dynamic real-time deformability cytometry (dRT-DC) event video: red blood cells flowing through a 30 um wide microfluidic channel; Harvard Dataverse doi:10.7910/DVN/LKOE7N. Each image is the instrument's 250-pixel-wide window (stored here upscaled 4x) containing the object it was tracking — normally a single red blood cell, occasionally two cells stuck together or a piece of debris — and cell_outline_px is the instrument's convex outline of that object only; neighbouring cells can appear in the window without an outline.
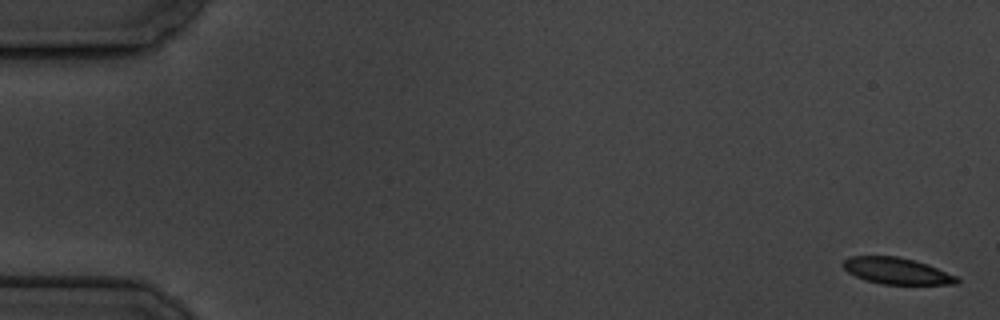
{"species": "common noctule bat (a hibernating species)", "species_latin": "Nyctalus noctula", "temperature_condition": "cold", "stored_images_in_passage": 9, "camera_frame_rate_fps": 3000, "um_per_image_px": 0.085, "animal": {"sex": "male", "body_mass_g": 19.5, "forearm_length_mm": 54.6}, "frame": {"image": 1, "passage_image": 1, "time_ms": 0.0, "image_size_px": [1000, 320], "cell_outline_px": [[960, 280], [956, 284], [884, 284], [864, 280], [848, 272], [840, 264], [848, 256], [896, 256], [928, 264], [956, 276]], "centroid_in_image_um": [76.18, 23.02], "position_along_channel_um": 8.8, "area_um2": 17.46}}
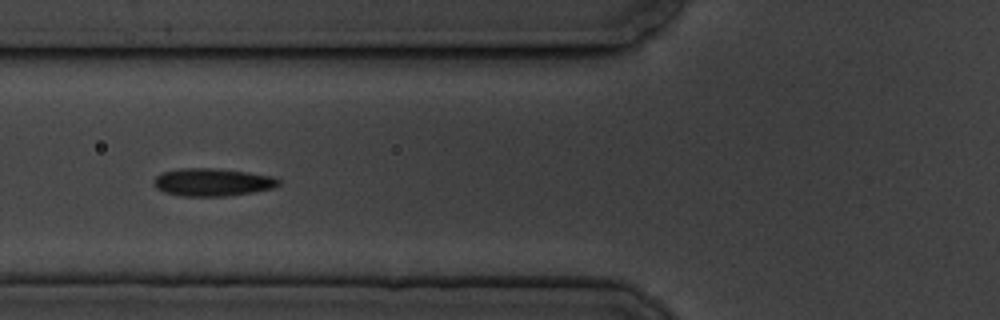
{"frame": {"image": 2, "passage_image": 7, "time_ms": 7.0, "image_size_px": [1000, 320], "cell_outline_px": [[280, 184], [272, 188], [252, 192], [224, 196], [180, 196], [164, 192], [156, 188], [152, 184], [152, 180], [160, 172], [180, 168], [216, 168], [248, 172], [272, 176], [280, 180]], "centroid_in_image_um": [17.99, 15.48], "position_along_channel_um": 107.8, "area_um2": 20.35}}
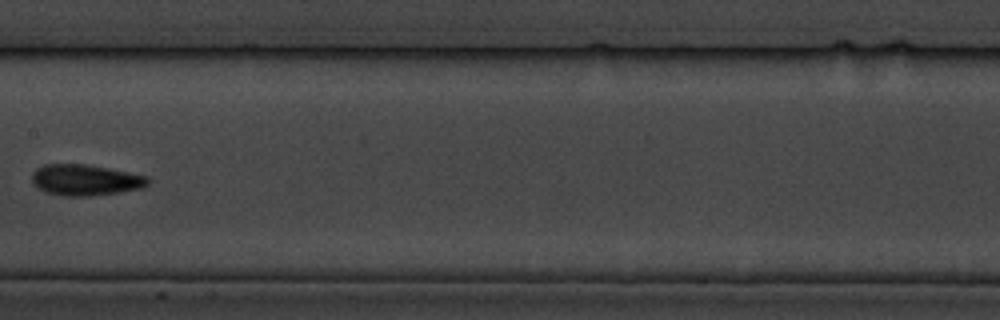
{"frame": {"image": 3, "passage_image": 9, "time_ms": 9.667, "image_size_px": [1000, 320], "cell_outline_px": [[148, 184], [144, 188], [120, 192], [92, 196], [64, 196], [44, 192], [36, 188], [32, 184], [32, 172], [36, 168], [44, 164], [84, 164], [108, 168], [148, 176]], "centroid_in_image_um": [7.22, 15.31], "position_along_channel_um": 200.2, "area_um2": 21.21}}